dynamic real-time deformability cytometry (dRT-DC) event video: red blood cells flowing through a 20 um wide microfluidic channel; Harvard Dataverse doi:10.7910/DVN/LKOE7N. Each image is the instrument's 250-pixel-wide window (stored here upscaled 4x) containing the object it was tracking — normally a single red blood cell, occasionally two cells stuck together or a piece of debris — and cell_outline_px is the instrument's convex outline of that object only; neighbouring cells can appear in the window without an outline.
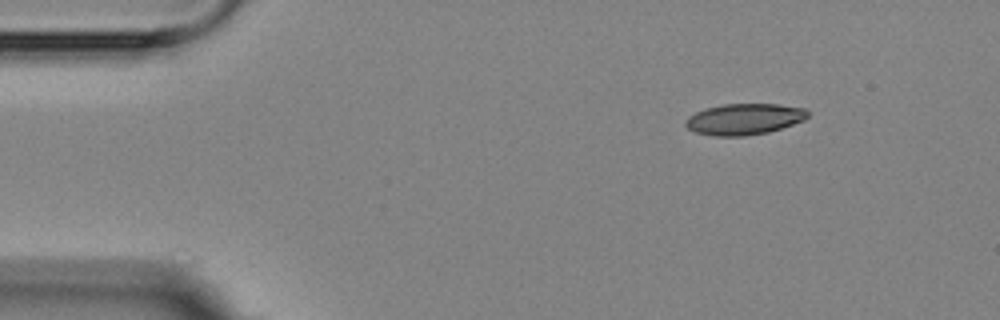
{"species": "Egyptian fruit bat (a non-hibernating species)", "species_latin": "Rousettus aegyptiacus", "temperature_condition": "room temperature", "stored_images_in_passage": 5, "camera_frame_rate_fps": 3000, "um_per_image_px": 0.085, "animal": {"sex": "female"}, "frame": {"image": 1, "passage_image": 1, "time_ms": 0.0, "image_size_px": [1000, 320], "cell_outline_px": [[808, 116], [804, 120], [768, 132], [744, 136], [716, 136], [696, 132], [688, 128], [684, 124], [688, 116], [696, 112], [708, 108], [724, 104], [780, 104], [804, 108], [808, 112]], "centroid_in_image_um": [63.26, 10.12], "position_along_channel_um": 21.7, "area_um2": 21.96}}
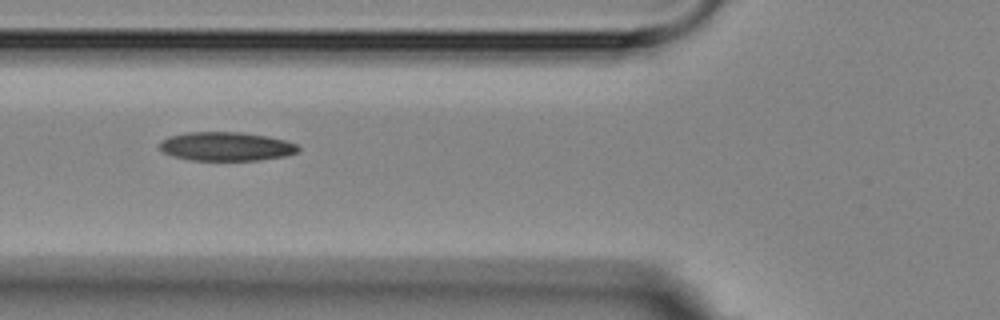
{"frame": {"image": 2, "passage_image": 3, "time_ms": 4.333, "image_size_px": [1000, 320], "cell_outline_px": [[300, 148], [296, 152], [288, 156], [260, 160], [188, 160], [172, 156], [164, 152], [160, 148], [160, 140], [168, 136], [184, 132], [240, 132], [268, 136], [284, 140], [296, 144]], "centroid_in_image_um": [19.2, 12.44], "position_along_channel_um": 106.6, "area_um2": 23.47}}
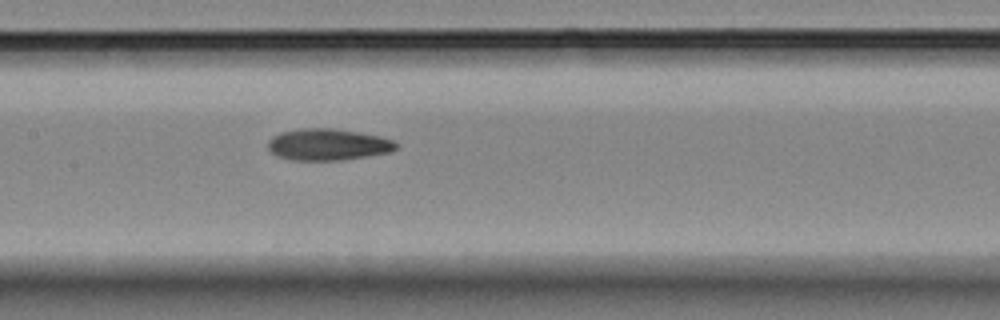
{"frame": {"image": 3, "passage_image": 5, "time_ms": 6.333, "image_size_px": [1000, 320], "cell_outline_px": [[396, 148], [388, 152], [340, 160], [292, 160], [276, 156], [268, 148], [268, 140], [272, 136], [280, 132], [300, 128], [332, 128], [380, 136], [392, 140], [396, 144]], "centroid_in_image_um": [27.8, 12.28], "position_along_channel_um": 179.6, "area_um2": 23.35}}